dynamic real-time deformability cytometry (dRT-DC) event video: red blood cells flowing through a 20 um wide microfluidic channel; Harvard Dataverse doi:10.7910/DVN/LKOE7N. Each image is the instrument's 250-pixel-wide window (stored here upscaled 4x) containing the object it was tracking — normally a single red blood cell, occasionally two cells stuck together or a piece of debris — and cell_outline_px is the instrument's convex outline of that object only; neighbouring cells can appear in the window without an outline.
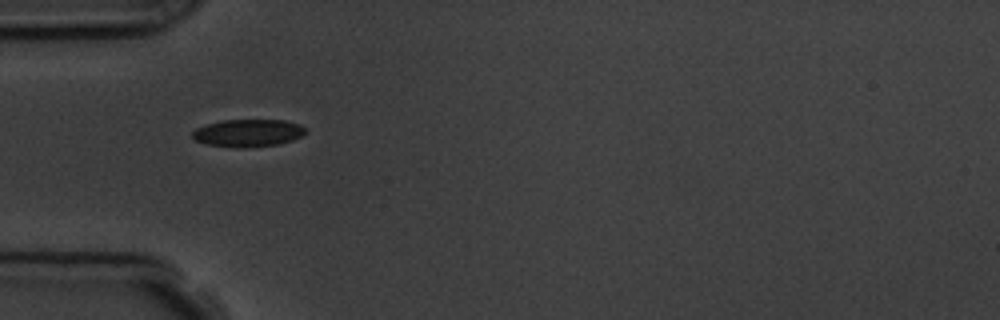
{"species": "common noctule bat (a hibernating species)", "species_latin": "Nyctalus noctula", "temperature_condition": "room temperature", "stored_images_in_passage": 2, "camera_frame_rate_fps": 3000, "um_per_image_px": 0.085, "animal": {"sex": "male", "body_mass_g": 19.5, "forearm_length_mm": 54.6}, "frame": {"image": 1, "passage_image": 1, "time_ms": 0.0, "image_size_px": [1000, 320], "cell_outline_px": [[308, 132], [292, 140], [276, 144], [244, 148], [240, 148], [208, 144], [196, 140], [192, 136], [192, 132], [196, 128], [204, 124], [224, 120], [284, 120], [300, 124]], "centroid_in_image_um": [21.08, 11.29], "position_along_channel_um": 63.9, "area_um2": 18.03}}